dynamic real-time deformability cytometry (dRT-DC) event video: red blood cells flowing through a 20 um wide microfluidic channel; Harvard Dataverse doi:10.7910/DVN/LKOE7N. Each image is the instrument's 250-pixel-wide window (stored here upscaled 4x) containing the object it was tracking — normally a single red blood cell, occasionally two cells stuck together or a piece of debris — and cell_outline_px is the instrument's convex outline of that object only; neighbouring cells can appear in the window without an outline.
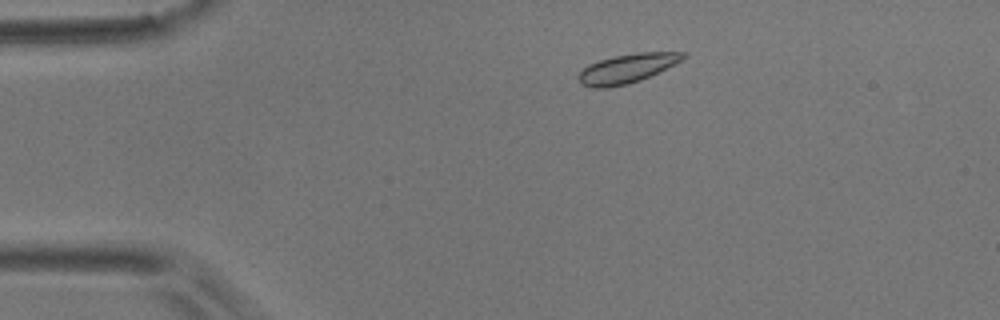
{"species": "common noctule bat (a hibernating species)", "species_latin": "Nyctalus noctula", "temperature_condition": "room temperature", "stored_images_in_passage": 45, "camera_frame_rate_fps": 3000, "um_per_image_px": 0.085, "animal": {"sex": "male", "body_mass_g": 17.9}, "frame": {"image": 1, "passage_image": 2, "time_ms": 0.333, "image_size_px": [1000, 320], "cell_outline_px": [[684, 56], [680, 60], [640, 80], [628, 84], [604, 88], [592, 88], [580, 84], [580, 72], [588, 64], [600, 60], [616, 56], [636, 52], [684, 52]], "centroid_in_image_um": [53.23, 5.82], "position_along_channel_um": 31.8, "area_um2": 17.17}}
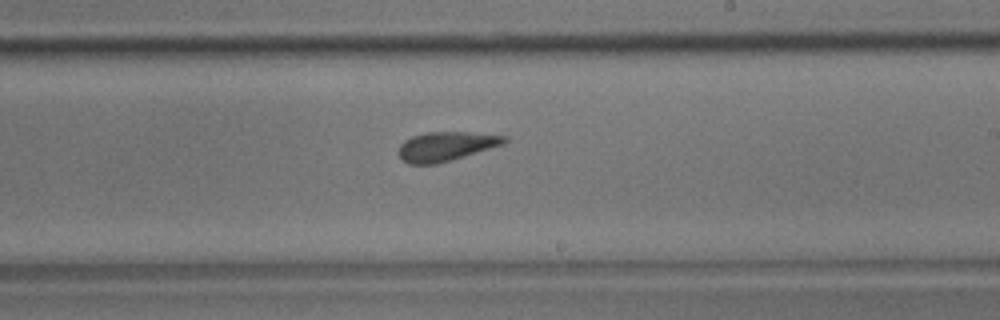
{"frame": {"image": 2, "passage_image": 23, "time_ms": 7.333, "image_size_px": [1000, 320], "cell_outline_px": [[508, 140], [504, 144], [436, 164], [408, 164], [400, 156], [400, 144], [404, 140], [412, 136], [428, 132], [468, 132], [508, 136]], "centroid_in_image_um": [37.92, 12.42], "position_along_channel_um": 251.1, "area_um2": 17.74}}
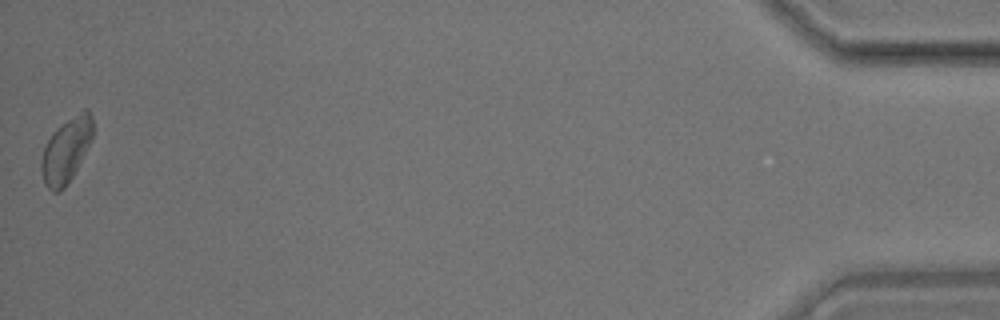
{"frame": {"image": 3, "passage_image": 45, "time_ms": 14.667, "image_size_px": [1000, 320], "cell_outline_px": [[92, 140], [72, 176], [64, 188], [60, 192], [52, 192], [44, 184], [40, 168], [40, 160], [44, 148], [52, 132], [56, 128], [84, 108], [88, 108], [92, 116]], "centroid_in_image_um": [5.61, 12.77], "position_along_channel_um": 429.6, "area_um2": 19.36}, "authors_computed_cell_mechanics": {"area_um2": 18.0914, "velocity_mm_per_s": 3.7119, "shape_relaxation_time_tau1_ms": null, "shape_relaxation_time_tau2_ms": 2.6873, "deformation_change_tau1": null, "deformation_change_tau2": 0.0666}}